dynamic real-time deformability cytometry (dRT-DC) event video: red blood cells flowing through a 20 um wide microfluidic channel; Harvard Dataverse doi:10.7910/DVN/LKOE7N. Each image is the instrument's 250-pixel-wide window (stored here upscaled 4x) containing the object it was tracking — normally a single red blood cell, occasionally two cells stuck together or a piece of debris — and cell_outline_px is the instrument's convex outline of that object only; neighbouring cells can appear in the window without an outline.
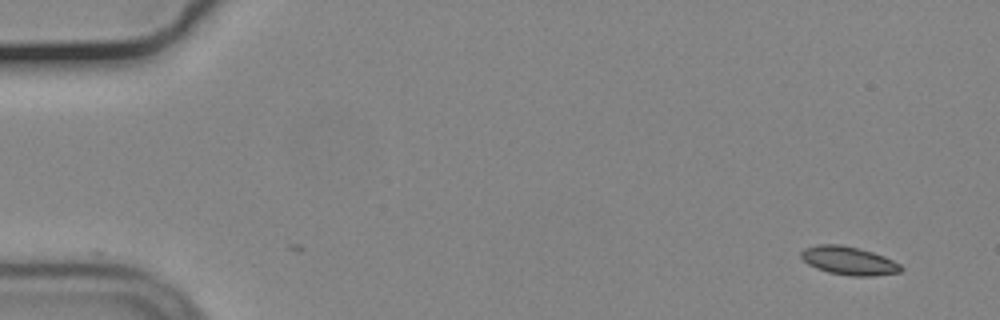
{"species": "common noctule bat (a hibernating species)", "species_latin": "Nyctalus noctula", "temperature_condition": "cold", "stored_images_in_passage": 54, "camera_frame_rate_fps": 3000, "um_per_image_px": 0.085, "animal": {"sex": "male", "body_mass_g": 19.2, "forearm_length_mm": 51.8}, "frame": {"image": 1, "passage_image": 1, "time_ms": 0.0, "image_size_px": [1000, 320], "cell_outline_px": [[904, 268], [900, 272], [872, 276], [852, 276], [828, 272], [816, 268], [808, 264], [800, 256], [800, 252], [804, 248], [816, 244], [840, 244], [872, 252], [884, 256], [900, 264]], "centroid_in_image_um": [72.13, 22.16], "position_along_channel_um": 12.9, "area_um2": 16.47}}
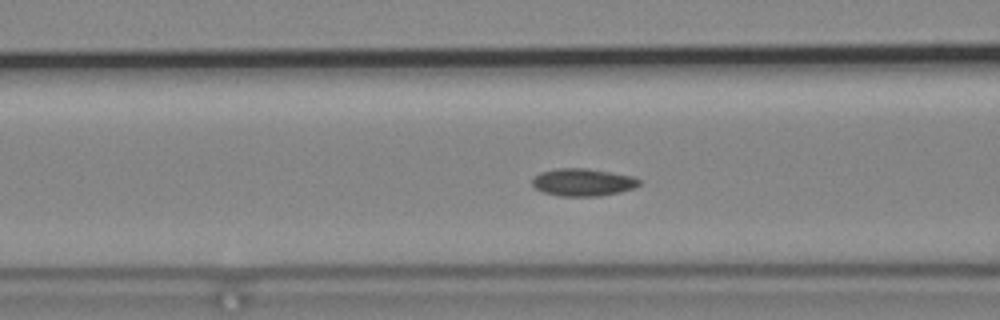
{"frame": {"image": 2, "passage_image": 20, "time_ms": 6.333, "image_size_px": [1000, 320], "cell_outline_px": [[640, 184], [636, 188], [620, 192], [596, 196], [560, 196], [544, 192], [536, 188], [532, 184], [532, 180], [540, 172], [556, 168], [588, 168], [632, 176], [640, 180]], "centroid_in_image_um": [49.56, 15.49], "position_along_channel_um": 117.0, "area_um2": 17.11}}
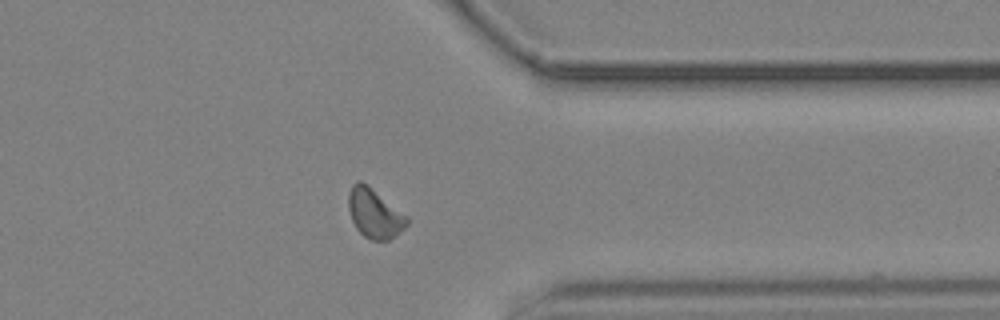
{"frame": {"image": 3, "passage_image": 42, "time_ms": 13.667, "image_size_px": [1000, 320], "cell_outline_px": [[408, 224], [400, 232], [388, 240], [372, 240], [364, 236], [356, 228], [352, 220], [348, 208], [348, 192], [352, 184], [356, 180], [360, 180], [368, 184], [408, 216]], "centroid_in_image_um": [31.82, 18.1], "position_along_channel_um": 379.6, "area_um2": 16.99}, "authors_computed_cell_mechanics": {"area_um2": 16.2707, "velocity_mm_per_s": 3.672, "shape_relaxation_time_tau1_ms": 4.1706, "shape_relaxation_time_tau2_ms": null, "deformation_change_tau1": 0.0889, "deformation_change_tau2": null}}